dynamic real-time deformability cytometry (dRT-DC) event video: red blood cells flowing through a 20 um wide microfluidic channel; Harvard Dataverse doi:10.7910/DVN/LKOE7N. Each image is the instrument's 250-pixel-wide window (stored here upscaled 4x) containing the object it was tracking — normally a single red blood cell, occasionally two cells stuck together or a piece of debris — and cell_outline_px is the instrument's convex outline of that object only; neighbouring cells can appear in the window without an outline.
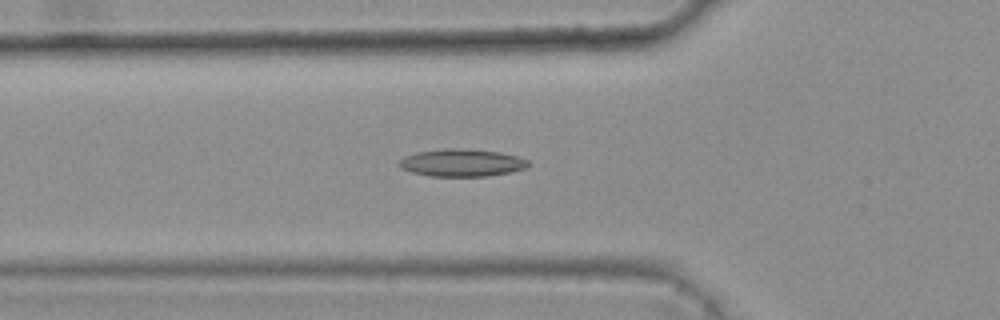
{"species": "common noctule bat (a hibernating species)", "species_latin": "Nyctalus noctula", "temperature_condition": "warm", "stored_images_in_passage": 19, "camera_frame_rate_fps": 3000, "um_per_image_px": 0.085, "animal": {"sex": "female", "body_mass_g": 25.1}, "frame": {"image": 1, "passage_image": 19, "time_ms": 6.0, "image_size_px": [1000, 320], "cell_outline_px": [[532, 164], [524, 168], [508, 172], [488, 176], [428, 176], [412, 172], [400, 168], [400, 160], [404, 156], [416, 152], [444, 148], [464, 148], [500, 152], [516, 156], [528, 160]], "centroid_in_image_um": [39.24, 13.82], "position_along_channel_um": 86.6, "area_um2": 20.69}}